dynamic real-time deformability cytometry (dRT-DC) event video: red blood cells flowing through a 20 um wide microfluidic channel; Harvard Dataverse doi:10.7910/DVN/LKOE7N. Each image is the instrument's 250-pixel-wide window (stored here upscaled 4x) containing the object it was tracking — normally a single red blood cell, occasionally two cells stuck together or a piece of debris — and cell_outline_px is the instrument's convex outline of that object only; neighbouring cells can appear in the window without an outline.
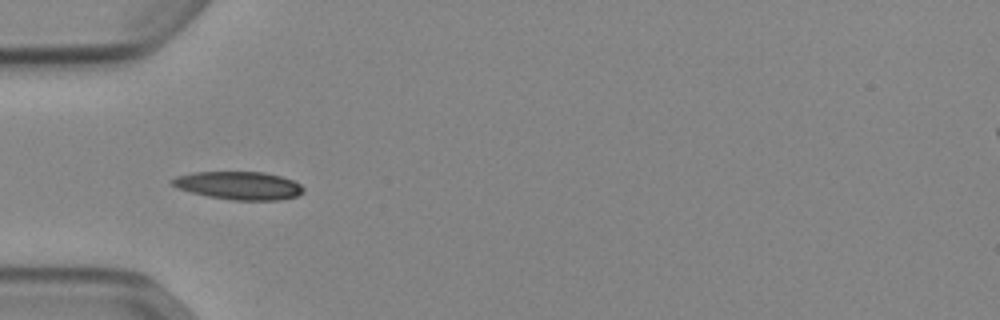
{"species": "Egyptian fruit bat (a non-hibernating species)", "species_latin": "Rousettus aegyptiacus", "temperature_condition": "cold", "stored_images_in_passage": 12, "camera_frame_rate_fps": 3000, "um_per_image_px": 0.085, "animal": {"sex": "female"}, "frame": {"image": 1, "passage_image": 6, "time_ms": 1.667, "image_size_px": [1000, 320], "cell_outline_px": [[304, 192], [296, 196], [276, 200], [232, 200], [208, 196], [176, 188], [168, 184], [168, 180], [176, 176], [192, 172], [264, 172], [280, 176], [292, 180], [300, 184], [304, 188]], "centroid_in_image_um": [20.24, 15.76], "position_along_channel_um": 64.8, "area_um2": 21.56}}